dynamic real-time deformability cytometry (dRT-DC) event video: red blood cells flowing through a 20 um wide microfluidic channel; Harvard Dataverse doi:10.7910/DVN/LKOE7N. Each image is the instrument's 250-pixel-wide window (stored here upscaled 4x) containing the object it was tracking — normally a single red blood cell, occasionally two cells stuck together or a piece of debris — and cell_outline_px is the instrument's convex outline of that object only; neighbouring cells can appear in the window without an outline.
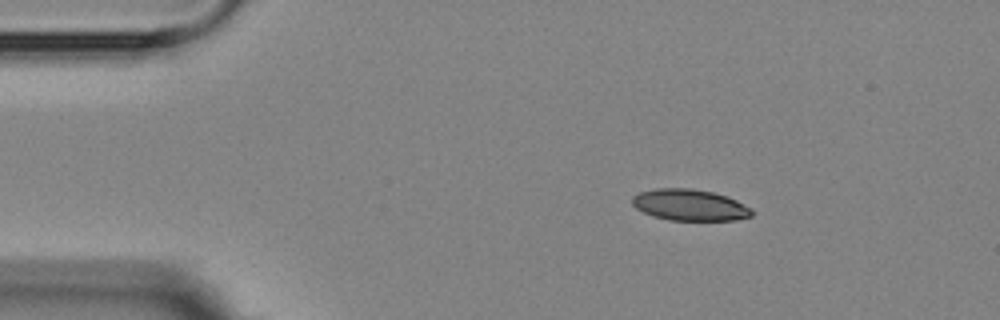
{"species": "Egyptian fruit bat (a non-hibernating species)", "species_latin": "Rousettus aegyptiacus", "temperature_condition": "room temperature", "stored_images_in_passage": 3, "camera_frame_rate_fps": 3000, "um_per_image_px": 0.085, "animal": {"sex": "female"}, "frame": {"image": 1, "passage_image": 1, "time_ms": 0.0, "image_size_px": [1000, 320], "cell_outline_px": [[752, 216], [736, 220], [668, 220], [652, 216], [636, 208], [632, 204], [632, 196], [640, 192], [656, 188], [688, 188], [712, 192], [728, 196], [752, 208]], "centroid_in_image_um": [58.63, 17.42], "position_along_channel_um": 26.4, "area_um2": 21.91}}
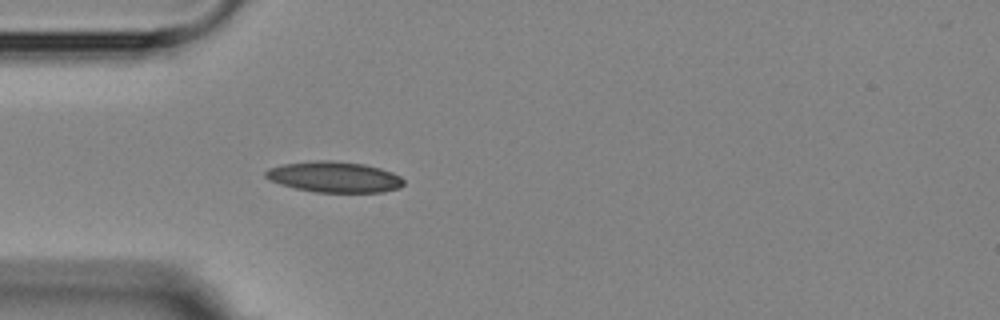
{"frame": {"image": 2, "passage_image": 3, "time_ms": 2.333, "image_size_px": [1000, 320], "cell_outline_px": [[404, 184], [400, 188], [384, 192], [316, 192], [296, 188], [280, 184], [264, 176], [264, 172], [268, 168], [284, 164], [316, 160], [332, 160], [364, 164], [380, 168], [392, 172], [400, 176], [404, 180]], "centroid_in_image_um": [28.44, 15.04], "position_along_channel_um": 56.6, "area_um2": 24.8}}